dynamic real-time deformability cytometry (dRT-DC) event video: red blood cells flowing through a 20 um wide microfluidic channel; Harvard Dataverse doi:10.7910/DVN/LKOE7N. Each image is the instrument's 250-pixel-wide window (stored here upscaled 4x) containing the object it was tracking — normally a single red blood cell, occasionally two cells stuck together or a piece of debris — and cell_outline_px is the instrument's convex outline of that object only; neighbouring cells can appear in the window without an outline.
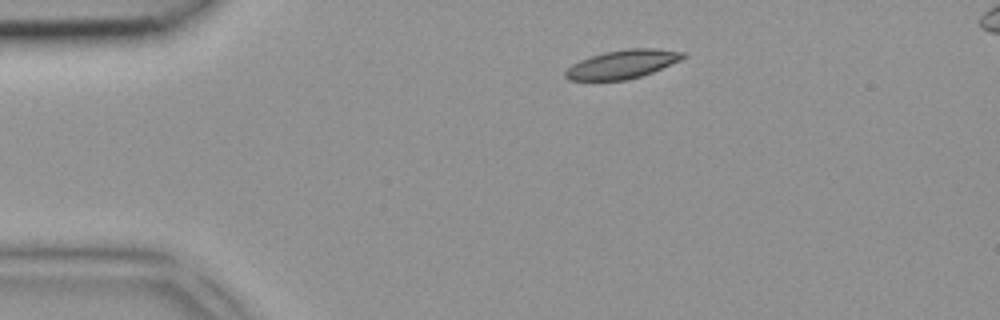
{"species": "common noctule bat (a hibernating species)", "species_latin": "Nyctalus noctula", "temperature_condition": "room temperature", "stored_images_in_passage": 3, "camera_frame_rate_fps": 3000, "um_per_image_px": 0.085, "animal": {"sex": "female", "body_mass_g": 18.4}, "frame": {"image": 1, "passage_image": 1, "time_ms": 0.0, "image_size_px": [1000, 320], "cell_outline_px": [[684, 56], [680, 60], [652, 72], [628, 80], [568, 80], [564, 76], [564, 72], [572, 64], [580, 60], [604, 52], [628, 48], [656, 48], [684, 52]], "centroid_in_image_um": [52.88, 5.46], "position_along_channel_um": 32.1, "area_um2": 19.42}}